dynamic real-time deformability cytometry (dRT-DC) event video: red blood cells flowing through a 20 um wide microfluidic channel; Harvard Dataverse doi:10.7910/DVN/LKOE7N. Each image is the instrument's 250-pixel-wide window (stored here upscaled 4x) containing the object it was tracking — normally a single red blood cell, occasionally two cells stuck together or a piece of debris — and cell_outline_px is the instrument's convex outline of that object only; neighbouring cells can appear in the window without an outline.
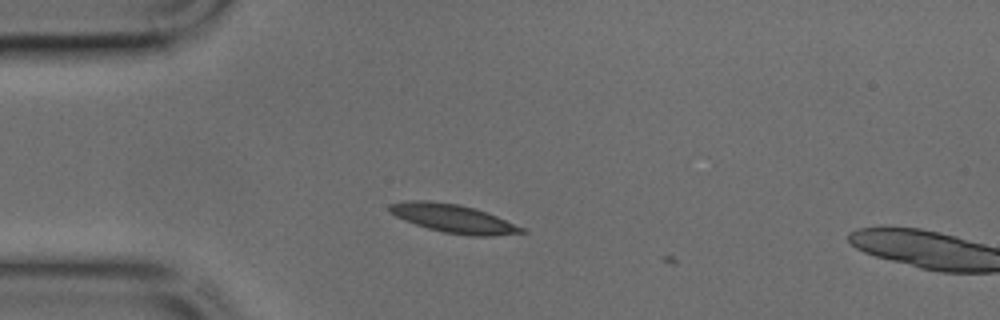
{"species": "common noctule bat (a hibernating species)", "species_latin": "Nyctalus noctula", "temperature_condition": "cold", "stored_images_in_passage": 5, "camera_frame_rate_fps": 3000, "um_per_image_px": 0.085, "animal": {"sex": "male", "body_mass_g": 17.9, "forearm_length_mm": 54.2}, "frame": {"image": 1, "passage_image": 3, "time_ms": 0.667, "image_size_px": [1000, 320], "cell_outline_px": [[528, 232], [492, 236], [472, 236], [444, 232], [428, 228], [404, 220], [388, 212], [388, 204], [408, 200], [428, 200], [456, 204], [476, 208], [496, 216], [524, 228]], "centroid_in_image_um": [38.5, 18.57], "position_along_channel_um": 46.5, "area_um2": 21.79}}